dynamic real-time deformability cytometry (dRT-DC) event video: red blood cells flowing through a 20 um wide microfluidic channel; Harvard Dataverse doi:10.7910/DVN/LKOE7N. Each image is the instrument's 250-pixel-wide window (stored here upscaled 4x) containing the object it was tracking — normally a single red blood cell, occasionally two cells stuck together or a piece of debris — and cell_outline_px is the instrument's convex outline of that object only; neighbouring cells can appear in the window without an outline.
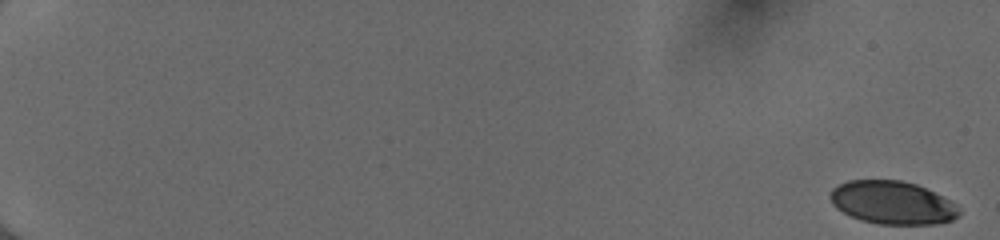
{"species": "human", "species_latin": "Homo sapiens", "temperature_condition": "cold", "stored_images_in_passage": 55, "camera_frame_rate_fps": 3000, "um_per_image_px": 0.085, "donor": {"sex": "female"}, "frame": {"image": 1, "passage_image": 1, "time_ms": 0.0, "image_size_px": [1000, 240], "cell_outline_px": [[960, 216], [952, 220], [936, 224], [880, 224], [860, 220], [836, 208], [832, 204], [828, 196], [832, 188], [836, 184], [848, 180], [900, 180], [916, 184], [956, 204], [960, 208]], "centroid_in_image_um": [75.82, 17.22], "position_along_channel_um": 9.2, "area_um2": 32.43}}
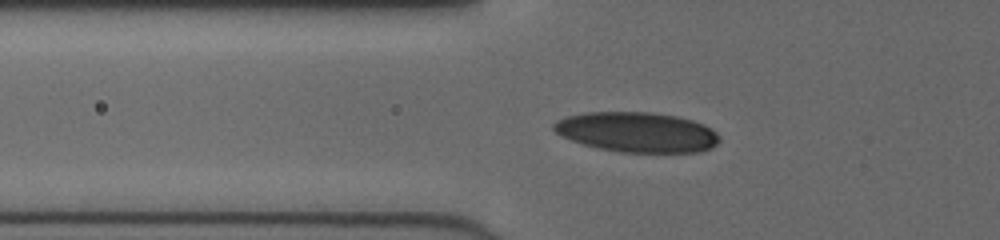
{"frame": {"image": 2, "passage_image": 22, "time_ms": 7.0, "image_size_px": [1000, 240], "cell_outline_px": [[720, 140], [712, 148], [700, 152], [620, 152], [600, 148], [584, 144], [572, 140], [556, 132], [552, 128], [552, 124], [556, 120], [568, 116], [588, 112], [652, 112], [676, 116], [692, 120], [704, 124], [712, 128], [720, 136]], "centroid_in_image_um": [54.19, 11.23], "position_along_channel_um": 71.6, "area_um2": 38.61}}
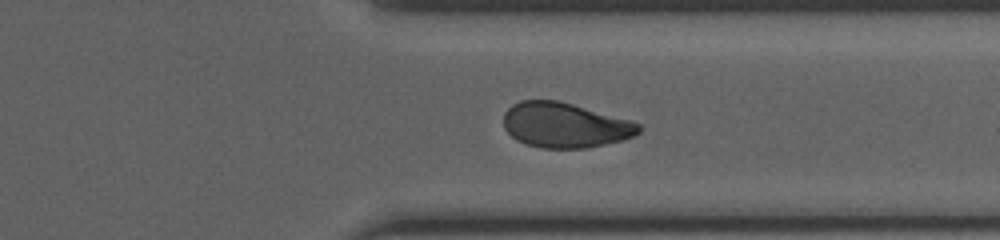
{"frame": {"image": 3, "passage_image": 44, "time_ms": 14.333, "image_size_px": [1000, 240], "cell_outline_px": [[640, 132], [632, 136], [620, 140], [604, 144], [584, 148], [540, 148], [516, 140], [504, 128], [504, 112], [512, 104], [520, 100], [560, 100], [632, 120], [640, 124]], "centroid_in_image_um": [48.0, 10.62], "position_along_channel_um": 363.4, "area_um2": 35.55}}